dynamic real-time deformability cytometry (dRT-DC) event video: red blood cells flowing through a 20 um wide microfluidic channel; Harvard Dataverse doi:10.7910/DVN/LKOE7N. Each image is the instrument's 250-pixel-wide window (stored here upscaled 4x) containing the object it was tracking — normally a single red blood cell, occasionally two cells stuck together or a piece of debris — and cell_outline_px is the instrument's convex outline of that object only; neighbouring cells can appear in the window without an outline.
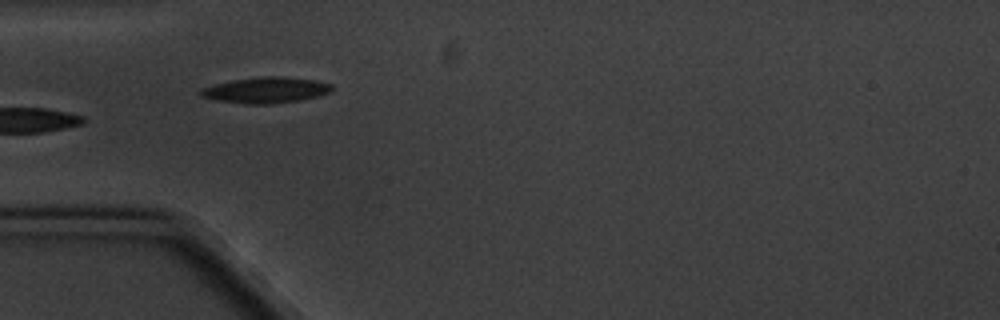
{"species": "common noctule bat (a hibernating species)", "species_latin": "Nyctalus noctula", "temperature_condition": "cold", "stored_images_in_passage": 3, "camera_frame_rate_fps": 3000, "um_per_image_px": 0.085, "animal": {"sex": "male", "body_mass_g": 20.1, "forearm_length_mm": 53.5}, "frame": {"image": 1, "passage_image": 3, "time_ms": 2.333, "image_size_px": [1000, 320], "cell_outline_px": [[332, 92], [300, 100], [272, 104], [248, 104], [220, 100], [200, 96], [200, 92], [204, 88], [216, 84], [232, 80], [260, 76], [284, 76], [316, 80], [332, 84]], "centroid_in_image_um": [22.66, 7.65], "position_along_channel_um": 62.3, "area_um2": 19.65}}